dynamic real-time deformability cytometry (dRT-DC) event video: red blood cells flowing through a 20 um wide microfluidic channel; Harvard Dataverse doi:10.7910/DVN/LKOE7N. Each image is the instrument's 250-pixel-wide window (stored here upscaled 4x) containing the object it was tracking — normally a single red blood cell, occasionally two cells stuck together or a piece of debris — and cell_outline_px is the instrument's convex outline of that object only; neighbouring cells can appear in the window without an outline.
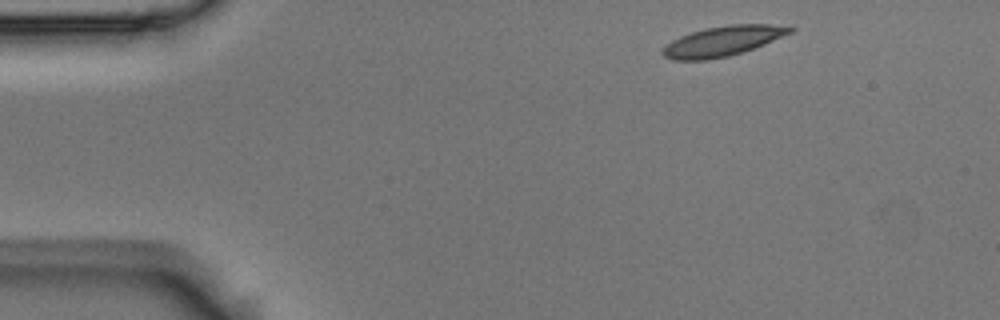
{"species": "Egyptian fruit bat (a non-hibernating species)", "species_latin": "Rousettus aegyptiacus", "temperature_condition": "room temperature", "stored_images_in_passage": 3, "camera_frame_rate_fps": 3000, "um_per_image_px": 0.085, "animal": {"sex": "male"}, "frame": {"image": 1, "passage_image": 1, "time_ms": 0.0, "image_size_px": [1000, 320], "cell_outline_px": [[796, 28], [792, 32], [764, 44], [728, 56], [704, 60], [672, 60], [664, 56], [660, 52], [672, 40], [680, 36], [704, 28], [728, 24], [792, 24]], "centroid_in_image_um": [61.48, 3.46], "position_along_channel_um": 23.5, "area_um2": 22.31}}